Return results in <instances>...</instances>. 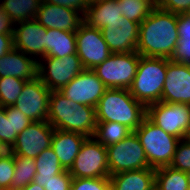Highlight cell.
<instances>
[{
  "instance_id": "27",
  "label": "cell",
  "mask_w": 190,
  "mask_h": 190,
  "mask_svg": "<svg viewBox=\"0 0 190 190\" xmlns=\"http://www.w3.org/2000/svg\"><path fill=\"white\" fill-rule=\"evenodd\" d=\"M131 133L128 127L117 122H97L93 138L107 147L120 142Z\"/></svg>"
},
{
  "instance_id": "21",
  "label": "cell",
  "mask_w": 190,
  "mask_h": 190,
  "mask_svg": "<svg viewBox=\"0 0 190 190\" xmlns=\"http://www.w3.org/2000/svg\"><path fill=\"white\" fill-rule=\"evenodd\" d=\"M111 190H150L155 186V169L144 168L110 175Z\"/></svg>"
},
{
  "instance_id": "29",
  "label": "cell",
  "mask_w": 190,
  "mask_h": 190,
  "mask_svg": "<svg viewBox=\"0 0 190 190\" xmlns=\"http://www.w3.org/2000/svg\"><path fill=\"white\" fill-rule=\"evenodd\" d=\"M14 166L12 190H18L26 187L34 180L36 175V163L34 159L14 155Z\"/></svg>"
},
{
  "instance_id": "8",
  "label": "cell",
  "mask_w": 190,
  "mask_h": 190,
  "mask_svg": "<svg viewBox=\"0 0 190 190\" xmlns=\"http://www.w3.org/2000/svg\"><path fill=\"white\" fill-rule=\"evenodd\" d=\"M68 172L73 178L110 177L106 147L87 137Z\"/></svg>"
},
{
  "instance_id": "20",
  "label": "cell",
  "mask_w": 190,
  "mask_h": 190,
  "mask_svg": "<svg viewBox=\"0 0 190 190\" xmlns=\"http://www.w3.org/2000/svg\"><path fill=\"white\" fill-rule=\"evenodd\" d=\"M86 138L85 135L80 133L54 129L51 148L65 170H69L72 166Z\"/></svg>"
},
{
  "instance_id": "46",
  "label": "cell",
  "mask_w": 190,
  "mask_h": 190,
  "mask_svg": "<svg viewBox=\"0 0 190 190\" xmlns=\"http://www.w3.org/2000/svg\"><path fill=\"white\" fill-rule=\"evenodd\" d=\"M186 176H187V181L190 188V170L186 172Z\"/></svg>"
},
{
  "instance_id": "15",
  "label": "cell",
  "mask_w": 190,
  "mask_h": 190,
  "mask_svg": "<svg viewBox=\"0 0 190 190\" xmlns=\"http://www.w3.org/2000/svg\"><path fill=\"white\" fill-rule=\"evenodd\" d=\"M103 38L112 53L136 52L139 24L121 15L101 29Z\"/></svg>"
},
{
  "instance_id": "4",
  "label": "cell",
  "mask_w": 190,
  "mask_h": 190,
  "mask_svg": "<svg viewBox=\"0 0 190 190\" xmlns=\"http://www.w3.org/2000/svg\"><path fill=\"white\" fill-rule=\"evenodd\" d=\"M167 58L140 56L130 94L145 107L162 101Z\"/></svg>"
},
{
  "instance_id": "10",
  "label": "cell",
  "mask_w": 190,
  "mask_h": 190,
  "mask_svg": "<svg viewBox=\"0 0 190 190\" xmlns=\"http://www.w3.org/2000/svg\"><path fill=\"white\" fill-rule=\"evenodd\" d=\"M43 58L48 66L38 61L37 76L51 91H59L85 69L77 54Z\"/></svg>"
},
{
  "instance_id": "12",
  "label": "cell",
  "mask_w": 190,
  "mask_h": 190,
  "mask_svg": "<svg viewBox=\"0 0 190 190\" xmlns=\"http://www.w3.org/2000/svg\"><path fill=\"white\" fill-rule=\"evenodd\" d=\"M51 90L36 76L27 80L14 106L33 122L47 121Z\"/></svg>"
},
{
  "instance_id": "28",
  "label": "cell",
  "mask_w": 190,
  "mask_h": 190,
  "mask_svg": "<svg viewBox=\"0 0 190 190\" xmlns=\"http://www.w3.org/2000/svg\"><path fill=\"white\" fill-rule=\"evenodd\" d=\"M121 15L140 24L155 8V0H117Z\"/></svg>"
},
{
  "instance_id": "5",
  "label": "cell",
  "mask_w": 190,
  "mask_h": 190,
  "mask_svg": "<svg viewBox=\"0 0 190 190\" xmlns=\"http://www.w3.org/2000/svg\"><path fill=\"white\" fill-rule=\"evenodd\" d=\"M134 132L144 149L149 168L170 166L179 138L166 133L147 117Z\"/></svg>"
},
{
  "instance_id": "47",
  "label": "cell",
  "mask_w": 190,
  "mask_h": 190,
  "mask_svg": "<svg viewBox=\"0 0 190 190\" xmlns=\"http://www.w3.org/2000/svg\"><path fill=\"white\" fill-rule=\"evenodd\" d=\"M150 190H158V188L156 186H154L153 188H151Z\"/></svg>"
},
{
  "instance_id": "39",
  "label": "cell",
  "mask_w": 190,
  "mask_h": 190,
  "mask_svg": "<svg viewBox=\"0 0 190 190\" xmlns=\"http://www.w3.org/2000/svg\"><path fill=\"white\" fill-rule=\"evenodd\" d=\"M42 2L71 8L80 12L82 16L86 14L90 4L88 0H42Z\"/></svg>"
},
{
  "instance_id": "32",
  "label": "cell",
  "mask_w": 190,
  "mask_h": 190,
  "mask_svg": "<svg viewBox=\"0 0 190 190\" xmlns=\"http://www.w3.org/2000/svg\"><path fill=\"white\" fill-rule=\"evenodd\" d=\"M13 133L12 115H6V107L0 106V141L9 150L17 137Z\"/></svg>"
},
{
  "instance_id": "33",
  "label": "cell",
  "mask_w": 190,
  "mask_h": 190,
  "mask_svg": "<svg viewBox=\"0 0 190 190\" xmlns=\"http://www.w3.org/2000/svg\"><path fill=\"white\" fill-rule=\"evenodd\" d=\"M170 166L182 172L190 170V143L185 139L178 142Z\"/></svg>"
},
{
  "instance_id": "43",
  "label": "cell",
  "mask_w": 190,
  "mask_h": 190,
  "mask_svg": "<svg viewBox=\"0 0 190 190\" xmlns=\"http://www.w3.org/2000/svg\"><path fill=\"white\" fill-rule=\"evenodd\" d=\"M18 190H45V189L42 186L32 181L26 187L20 188Z\"/></svg>"
},
{
  "instance_id": "31",
  "label": "cell",
  "mask_w": 190,
  "mask_h": 190,
  "mask_svg": "<svg viewBox=\"0 0 190 190\" xmlns=\"http://www.w3.org/2000/svg\"><path fill=\"white\" fill-rule=\"evenodd\" d=\"M14 169V155L7 150L0 156V186L5 190H12Z\"/></svg>"
},
{
  "instance_id": "44",
  "label": "cell",
  "mask_w": 190,
  "mask_h": 190,
  "mask_svg": "<svg viewBox=\"0 0 190 190\" xmlns=\"http://www.w3.org/2000/svg\"><path fill=\"white\" fill-rule=\"evenodd\" d=\"M184 139H185L188 143H190V126H189V128H188V131H187V133H186Z\"/></svg>"
},
{
  "instance_id": "3",
  "label": "cell",
  "mask_w": 190,
  "mask_h": 190,
  "mask_svg": "<svg viewBox=\"0 0 190 190\" xmlns=\"http://www.w3.org/2000/svg\"><path fill=\"white\" fill-rule=\"evenodd\" d=\"M146 117V107L129 89L108 88L96 106L97 122H117L134 132Z\"/></svg>"
},
{
  "instance_id": "23",
  "label": "cell",
  "mask_w": 190,
  "mask_h": 190,
  "mask_svg": "<svg viewBox=\"0 0 190 190\" xmlns=\"http://www.w3.org/2000/svg\"><path fill=\"white\" fill-rule=\"evenodd\" d=\"M76 53V32L47 29L46 56L63 58Z\"/></svg>"
},
{
  "instance_id": "37",
  "label": "cell",
  "mask_w": 190,
  "mask_h": 190,
  "mask_svg": "<svg viewBox=\"0 0 190 190\" xmlns=\"http://www.w3.org/2000/svg\"><path fill=\"white\" fill-rule=\"evenodd\" d=\"M6 115H12L13 133L20 134L27 126L33 123L14 105L6 107Z\"/></svg>"
},
{
  "instance_id": "19",
  "label": "cell",
  "mask_w": 190,
  "mask_h": 190,
  "mask_svg": "<svg viewBox=\"0 0 190 190\" xmlns=\"http://www.w3.org/2000/svg\"><path fill=\"white\" fill-rule=\"evenodd\" d=\"M38 61L13 48L0 57V77H16L32 80L37 76Z\"/></svg>"
},
{
  "instance_id": "11",
  "label": "cell",
  "mask_w": 190,
  "mask_h": 190,
  "mask_svg": "<svg viewBox=\"0 0 190 190\" xmlns=\"http://www.w3.org/2000/svg\"><path fill=\"white\" fill-rule=\"evenodd\" d=\"M76 53L85 69H94L112 54L101 30L86 22L76 31Z\"/></svg>"
},
{
  "instance_id": "17",
  "label": "cell",
  "mask_w": 190,
  "mask_h": 190,
  "mask_svg": "<svg viewBox=\"0 0 190 190\" xmlns=\"http://www.w3.org/2000/svg\"><path fill=\"white\" fill-rule=\"evenodd\" d=\"M35 20L46 29L76 32L84 22V16L71 8L41 2Z\"/></svg>"
},
{
  "instance_id": "24",
  "label": "cell",
  "mask_w": 190,
  "mask_h": 190,
  "mask_svg": "<svg viewBox=\"0 0 190 190\" xmlns=\"http://www.w3.org/2000/svg\"><path fill=\"white\" fill-rule=\"evenodd\" d=\"M34 160L36 163V175L33 182L40 186L41 183L54 179L55 175L65 170L51 147L43 150Z\"/></svg>"
},
{
  "instance_id": "34",
  "label": "cell",
  "mask_w": 190,
  "mask_h": 190,
  "mask_svg": "<svg viewBox=\"0 0 190 190\" xmlns=\"http://www.w3.org/2000/svg\"><path fill=\"white\" fill-rule=\"evenodd\" d=\"M71 190H111L109 177L73 178Z\"/></svg>"
},
{
  "instance_id": "38",
  "label": "cell",
  "mask_w": 190,
  "mask_h": 190,
  "mask_svg": "<svg viewBox=\"0 0 190 190\" xmlns=\"http://www.w3.org/2000/svg\"><path fill=\"white\" fill-rule=\"evenodd\" d=\"M170 60L190 65V38L179 39Z\"/></svg>"
},
{
  "instance_id": "40",
  "label": "cell",
  "mask_w": 190,
  "mask_h": 190,
  "mask_svg": "<svg viewBox=\"0 0 190 190\" xmlns=\"http://www.w3.org/2000/svg\"><path fill=\"white\" fill-rule=\"evenodd\" d=\"M177 28L179 39L190 38V13L178 14Z\"/></svg>"
},
{
  "instance_id": "25",
  "label": "cell",
  "mask_w": 190,
  "mask_h": 190,
  "mask_svg": "<svg viewBox=\"0 0 190 190\" xmlns=\"http://www.w3.org/2000/svg\"><path fill=\"white\" fill-rule=\"evenodd\" d=\"M42 0H3L0 5L13 23L36 18Z\"/></svg>"
},
{
  "instance_id": "2",
  "label": "cell",
  "mask_w": 190,
  "mask_h": 190,
  "mask_svg": "<svg viewBox=\"0 0 190 190\" xmlns=\"http://www.w3.org/2000/svg\"><path fill=\"white\" fill-rule=\"evenodd\" d=\"M47 121L54 129L93 137L97 126L96 108L74 103L59 91H51Z\"/></svg>"
},
{
  "instance_id": "16",
  "label": "cell",
  "mask_w": 190,
  "mask_h": 190,
  "mask_svg": "<svg viewBox=\"0 0 190 190\" xmlns=\"http://www.w3.org/2000/svg\"><path fill=\"white\" fill-rule=\"evenodd\" d=\"M162 101L190 105V65L167 59Z\"/></svg>"
},
{
  "instance_id": "41",
  "label": "cell",
  "mask_w": 190,
  "mask_h": 190,
  "mask_svg": "<svg viewBox=\"0 0 190 190\" xmlns=\"http://www.w3.org/2000/svg\"><path fill=\"white\" fill-rule=\"evenodd\" d=\"M12 24L14 26V23L0 5V34L13 35L14 28L11 27Z\"/></svg>"
},
{
  "instance_id": "30",
  "label": "cell",
  "mask_w": 190,
  "mask_h": 190,
  "mask_svg": "<svg viewBox=\"0 0 190 190\" xmlns=\"http://www.w3.org/2000/svg\"><path fill=\"white\" fill-rule=\"evenodd\" d=\"M26 80L16 77H0V106L7 107L14 105Z\"/></svg>"
},
{
  "instance_id": "26",
  "label": "cell",
  "mask_w": 190,
  "mask_h": 190,
  "mask_svg": "<svg viewBox=\"0 0 190 190\" xmlns=\"http://www.w3.org/2000/svg\"><path fill=\"white\" fill-rule=\"evenodd\" d=\"M155 186L158 190H190L186 172L171 166L155 169Z\"/></svg>"
},
{
  "instance_id": "18",
  "label": "cell",
  "mask_w": 190,
  "mask_h": 190,
  "mask_svg": "<svg viewBox=\"0 0 190 190\" xmlns=\"http://www.w3.org/2000/svg\"><path fill=\"white\" fill-rule=\"evenodd\" d=\"M20 26L14 28V48L28 55L46 56L47 29L35 19L19 22Z\"/></svg>"
},
{
  "instance_id": "7",
  "label": "cell",
  "mask_w": 190,
  "mask_h": 190,
  "mask_svg": "<svg viewBox=\"0 0 190 190\" xmlns=\"http://www.w3.org/2000/svg\"><path fill=\"white\" fill-rule=\"evenodd\" d=\"M106 149L109 175L149 168L144 149L135 132L120 142L107 146Z\"/></svg>"
},
{
  "instance_id": "9",
  "label": "cell",
  "mask_w": 190,
  "mask_h": 190,
  "mask_svg": "<svg viewBox=\"0 0 190 190\" xmlns=\"http://www.w3.org/2000/svg\"><path fill=\"white\" fill-rule=\"evenodd\" d=\"M146 117L166 133L182 140L190 126V105L160 101L146 107Z\"/></svg>"
},
{
  "instance_id": "45",
  "label": "cell",
  "mask_w": 190,
  "mask_h": 190,
  "mask_svg": "<svg viewBox=\"0 0 190 190\" xmlns=\"http://www.w3.org/2000/svg\"><path fill=\"white\" fill-rule=\"evenodd\" d=\"M7 151V149L4 147V145L1 143L0 141V156L5 153Z\"/></svg>"
},
{
  "instance_id": "22",
  "label": "cell",
  "mask_w": 190,
  "mask_h": 190,
  "mask_svg": "<svg viewBox=\"0 0 190 190\" xmlns=\"http://www.w3.org/2000/svg\"><path fill=\"white\" fill-rule=\"evenodd\" d=\"M121 18L117 0H96L89 4L84 15V22L90 27L102 29L108 22Z\"/></svg>"
},
{
  "instance_id": "14",
  "label": "cell",
  "mask_w": 190,
  "mask_h": 190,
  "mask_svg": "<svg viewBox=\"0 0 190 190\" xmlns=\"http://www.w3.org/2000/svg\"><path fill=\"white\" fill-rule=\"evenodd\" d=\"M107 89L92 69H84L59 92L74 103L96 108Z\"/></svg>"
},
{
  "instance_id": "1",
  "label": "cell",
  "mask_w": 190,
  "mask_h": 190,
  "mask_svg": "<svg viewBox=\"0 0 190 190\" xmlns=\"http://www.w3.org/2000/svg\"><path fill=\"white\" fill-rule=\"evenodd\" d=\"M178 14L154 8L139 24L136 52L144 57L170 59L179 42Z\"/></svg>"
},
{
  "instance_id": "6",
  "label": "cell",
  "mask_w": 190,
  "mask_h": 190,
  "mask_svg": "<svg viewBox=\"0 0 190 190\" xmlns=\"http://www.w3.org/2000/svg\"><path fill=\"white\" fill-rule=\"evenodd\" d=\"M139 59L137 52L112 53L92 70L107 88L129 89L136 75Z\"/></svg>"
},
{
  "instance_id": "36",
  "label": "cell",
  "mask_w": 190,
  "mask_h": 190,
  "mask_svg": "<svg viewBox=\"0 0 190 190\" xmlns=\"http://www.w3.org/2000/svg\"><path fill=\"white\" fill-rule=\"evenodd\" d=\"M73 177L68 170H64L54 176V179L49 180L46 183H41V186L45 190H71V183Z\"/></svg>"
},
{
  "instance_id": "13",
  "label": "cell",
  "mask_w": 190,
  "mask_h": 190,
  "mask_svg": "<svg viewBox=\"0 0 190 190\" xmlns=\"http://www.w3.org/2000/svg\"><path fill=\"white\" fill-rule=\"evenodd\" d=\"M54 128L48 121H37L17 135L9 149L13 155L35 159L43 150L51 147Z\"/></svg>"
},
{
  "instance_id": "35",
  "label": "cell",
  "mask_w": 190,
  "mask_h": 190,
  "mask_svg": "<svg viewBox=\"0 0 190 190\" xmlns=\"http://www.w3.org/2000/svg\"><path fill=\"white\" fill-rule=\"evenodd\" d=\"M155 7L175 14L190 13V0H155Z\"/></svg>"
},
{
  "instance_id": "42",
  "label": "cell",
  "mask_w": 190,
  "mask_h": 190,
  "mask_svg": "<svg viewBox=\"0 0 190 190\" xmlns=\"http://www.w3.org/2000/svg\"><path fill=\"white\" fill-rule=\"evenodd\" d=\"M14 48L13 35L0 34V57Z\"/></svg>"
}]
</instances>
